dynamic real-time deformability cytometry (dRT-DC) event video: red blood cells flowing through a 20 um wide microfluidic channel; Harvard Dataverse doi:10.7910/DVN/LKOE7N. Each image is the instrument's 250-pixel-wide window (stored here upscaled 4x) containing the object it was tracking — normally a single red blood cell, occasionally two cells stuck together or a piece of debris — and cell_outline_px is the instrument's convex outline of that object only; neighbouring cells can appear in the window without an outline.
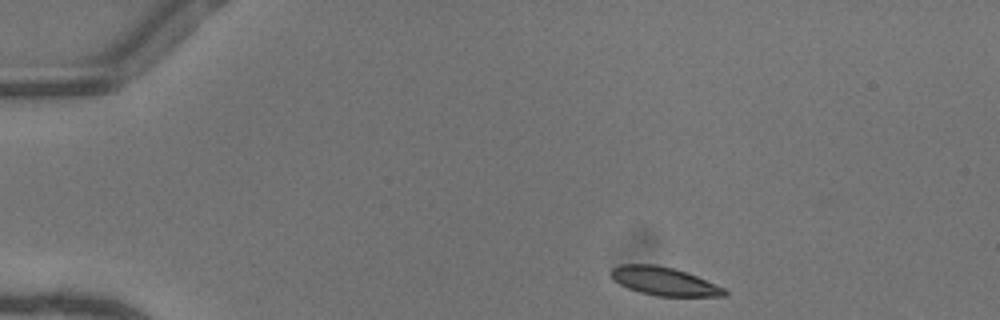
{"species": "common noctule bat (a hibernating species)", "species_latin": "Nyctalus noctula", "temperature_condition": "warm", "stored_images_in_passage": 43, "camera_frame_rate_fps": 3000, "um_per_image_px": 0.085, "animal": {"sex": "female"}, "frame": {"image": 1, "passage_image": 1, "time_ms": 0.0, "image_size_px": [1000, 320], "cell_outline_px": [[728, 296], [656, 296], [640, 292], [628, 288], [612, 280], [608, 272], [612, 268], [620, 264], [656, 264], [688, 272], [724, 288], [728, 292]], "centroid_in_image_um": [56.41, 23.9], "position_along_channel_um": 28.6, "area_um2": 18.9}}
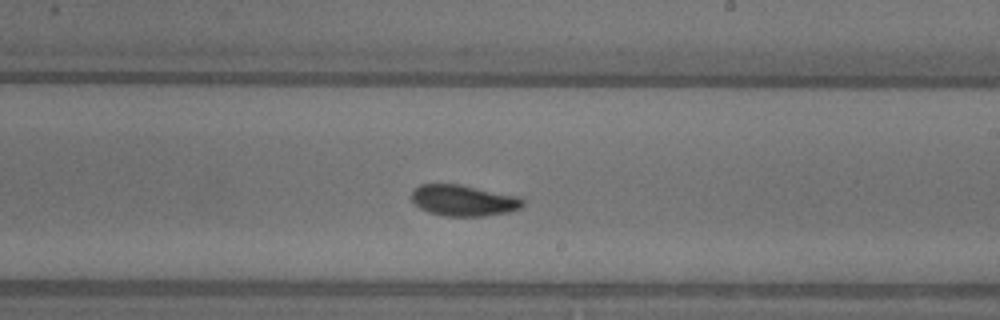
{"frame": {"image": 2, "passage_image": 23, "time_ms": 7.333, "image_size_px": [1000, 320], "cell_outline_px": [[524, 204], [520, 208], [508, 212], [484, 216], [444, 216], [428, 212], [420, 208], [412, 200], [412, 192], [420, 184], [460, 184], [520, 196], [524, 200]], "centroid_in_image_um": [39.43, 17.03], "position_along_channel_um": 249.6, "area_um2": 20.23}}
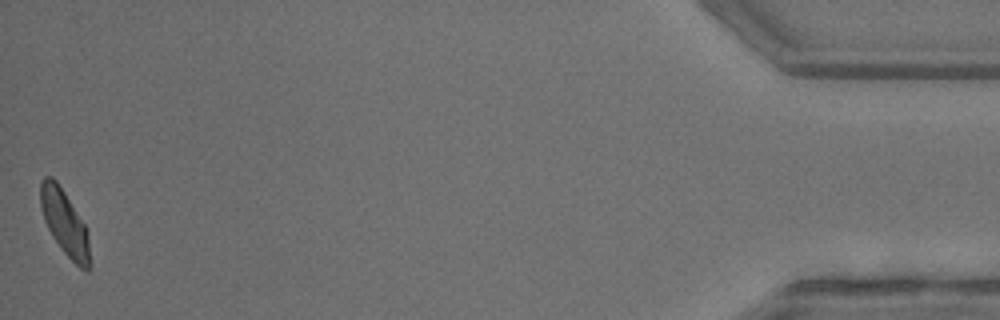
{"frame": {"image": 3, "passage_image": 43, "time_ms": 14.0, "image_size_px": [1000, 320], "cell_outline_px": [[92, 264], [88, 272], [80, 268], [60, 248], [52, 236], [44, 220], [40, 208], [40, 180], [44, 176], [52, 176], [56, 180], [64, 192], [84, 224], [88, 232]], "centroid_in_image_um": [5.5, 18.96], "position_along_channel_um": 429.7, "area_um2": 18.96}, "authors_computed_cell_mechanics": {"area_um2": 19.8254, "velocity_mm_per_s": 4.0882, "shape_relaxation_time_tau1_ms": 4.0799, "shape_relaxation_time_tau2_ms": 1.8226, "deformation_change_tau1": 0.1469, "deformation_change_tau2": 0.0701}}